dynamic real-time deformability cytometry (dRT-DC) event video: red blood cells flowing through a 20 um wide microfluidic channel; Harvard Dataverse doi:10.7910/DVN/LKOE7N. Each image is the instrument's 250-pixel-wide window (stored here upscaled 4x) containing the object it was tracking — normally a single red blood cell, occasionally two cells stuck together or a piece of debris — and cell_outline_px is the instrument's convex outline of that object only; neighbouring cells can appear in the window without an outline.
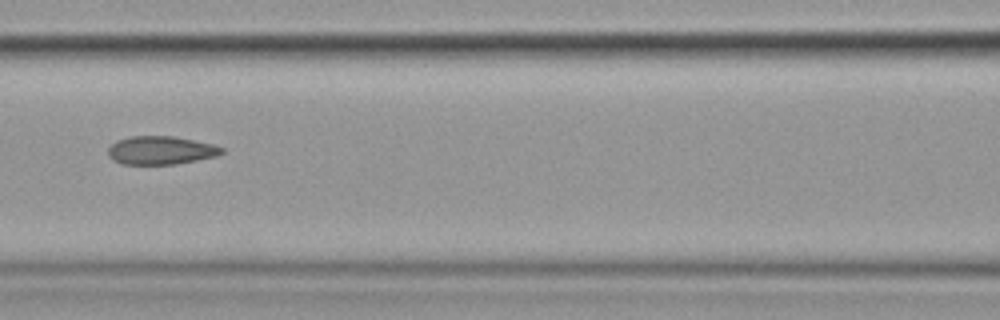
{"species": "common noctule bat (a hibernating species)", "species_latin": "Nyctalus noctula", "temperature_condition": "cold", "stored_images_in_passage": 11, "camera_frame_rate_fps": 3000, "um_per_image_px": 0.085, "animal": {"sex": "female", "body_mass_g": 19.9}, "frame": {"image": 1, "passage_image": 7, "time_ms": 8.333, "image_size_px": [1000, 320], "cell_outline_px": [[224, 152], [216, 156], [176, 164], [120, 164], [112, 160], [108, 156], [108, 148], [116, 140], [132, 136], [176, 136], [212, 144], [224, 148]], "centroid_in_image_um": [13.64, 12.77], "position_along_channel_um": 153.0, "area_um2": 18.84}}
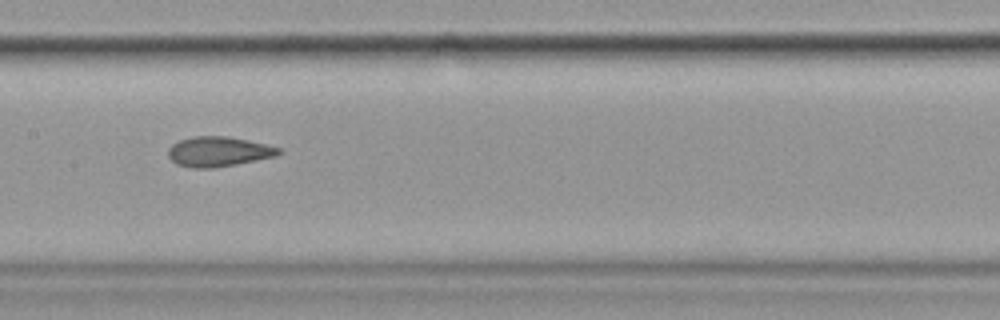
{"frame": {"image": 2, "passage_image": 8, "time_ms": 9.333, "image_size_px": [1000, 320], "cell_outline_px": [[284, 152], [276, 156], [236, 164], [212, 168], [192, 168], [176, 164], [168, 156], [168, 148], [172, 144], [180, 140], [192, 136], [228, 136], [248, 140], [280, 148]], "centroid_in_image_um": [18.56, 12.88], "position_along_channel_um": 188.8, "area_um2": 19.31}}
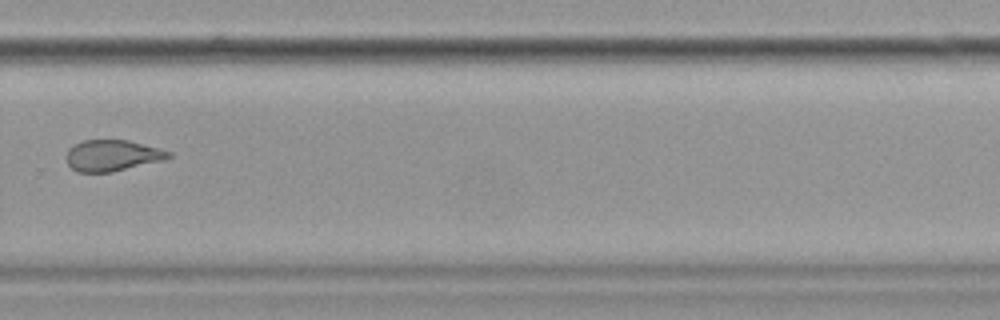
{"frame": {"image": 3, "passage_image": 11, "time_ms": 13.0, "image_size_px": [1000, 320], "cell_outline_px": [[172, 156], [164, 160], [112, 172], [76, 172], [68, 164], [68, 148], [84, 140], [128, 140], [172, 152]], "centroid_in_image_um": [9.56, 13.22], "position_along_channel_um": 320.2, "area_um2": 18.38}}